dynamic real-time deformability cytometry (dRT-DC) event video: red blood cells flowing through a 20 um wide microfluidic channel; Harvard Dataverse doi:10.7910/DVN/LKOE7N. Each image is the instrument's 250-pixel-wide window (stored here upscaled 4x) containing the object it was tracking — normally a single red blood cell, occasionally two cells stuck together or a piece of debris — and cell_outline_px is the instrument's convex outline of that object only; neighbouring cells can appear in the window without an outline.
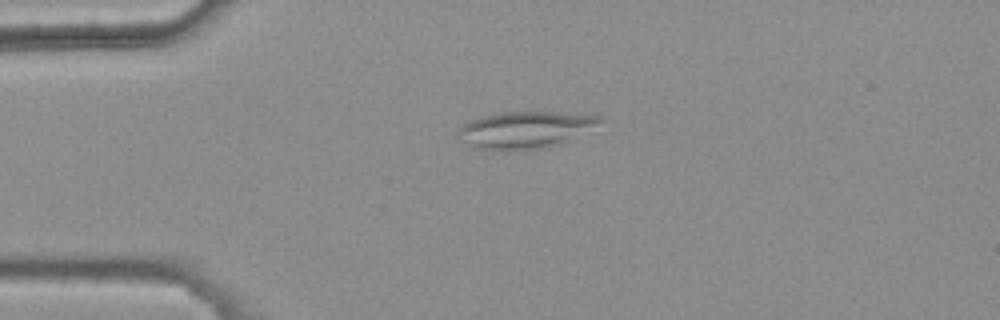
{"species": "common noctule bat (a hibernating species)", "species_latin": "Nyctalus noctula", "temperature_condition": "warm", "stored_images_in_passage": 37, "camera_frame_rate_fps": 3000, "um_per_image_px": 0.085, "animal": {"sex": "female", "body_mass_g": 25.1}, "frame": {"image": 1, "passage_image": 2, "time_ms": 0.333, "image_size_px": [1000, 320], "cell_outline_px": [[604, 120], [568, 144], [548, 148], [516, 152], [492, 152], [476, 148], [460, 140], [456, 132], [464, 124], [480, 116], [500, 112], [556, 112], [604, 116]], "centroid_in_image_um": [44.67, 11.09], "position_along_channel_um": 40.3, "area_um2": 31.79}}
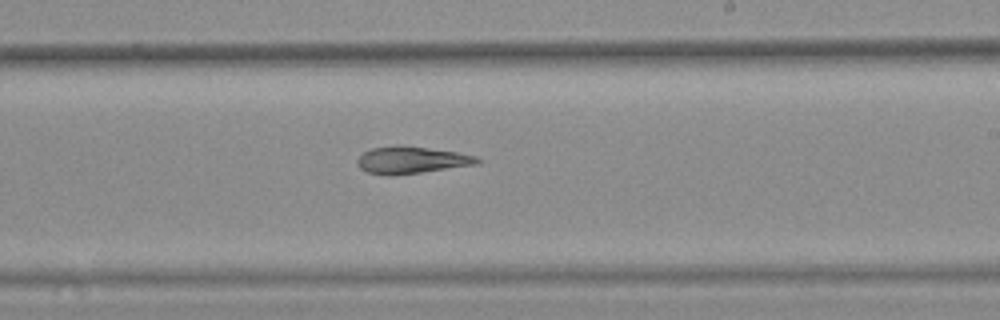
{"frame": {"image": 2, "passage_image": 21, "time_ms": 6.667, "image_size_px": [1000, 320], "cell_outline_px": [[480, 164], [420, 172], [388, 176], [368, 172], [360, 168], [356, 160], [364, 152], [372, 148], [396, 144], [400, 144], [456, 152], [476, 156], [480, 160]], "centroid_in_image_um": [34.96, 13.59], "position_along_channel_um": 254.0, "area_um2": 18.9}}
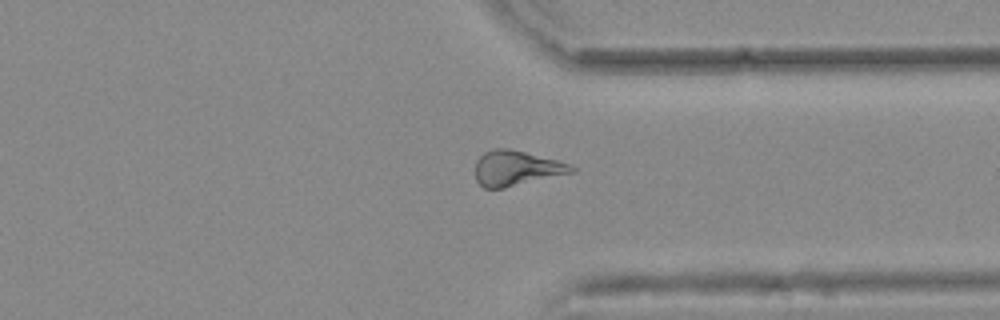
{"frame": {"image": 3, "passage_image": 30, "time_ms": 9.667, "image_size_px": [1000, 320], "cell_outline_px": [[576, 172], [504, 188], [484, 188], [476, 180], [476, 160], [484, 152], [492, 148], [508, 148], [556, 160], [568, 164], [576, 168]], "centroid_in_image_um": [43.88, 14.3], "position_along_channel_um": 367.5, "area_um2": 19.59}}